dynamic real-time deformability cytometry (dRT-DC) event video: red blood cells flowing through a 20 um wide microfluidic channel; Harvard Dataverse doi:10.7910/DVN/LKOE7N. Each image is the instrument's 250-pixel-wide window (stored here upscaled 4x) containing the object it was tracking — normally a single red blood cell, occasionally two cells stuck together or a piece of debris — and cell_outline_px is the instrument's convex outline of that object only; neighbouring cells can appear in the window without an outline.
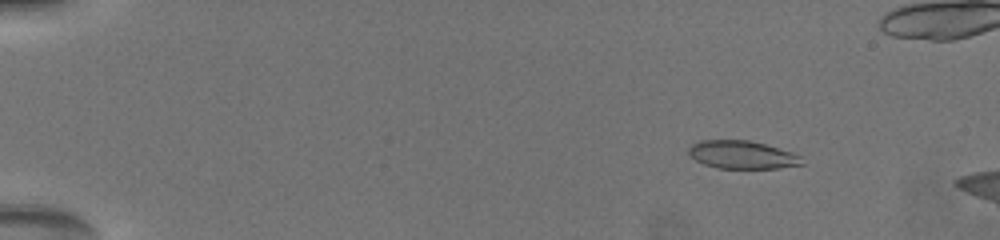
{"species": "common noctule bat (a hibernating species)", "species_latin": "Nyctalus noctula", "temperature_condition": "warm", "stored_images_in_passage": 7, "camera_frame_rate_fps": 3000, "um_per_image_px": 0.085, "animal": {"sex": "female", "body_mass_g": 19.5, "forearm_length_mm": 54.1}, "frame": {"image": 1, "passage_image": 5, "time_ms": 2.333, "image_size_px": [1000, 240], "cell_outline_px": [[804, 164], [776, 168], [720, 168], [704, 164], [696, 160], [688, 152], [688, 148], [692, 144], [704, 140], [748, 140], [764, 144], [800, 156]], "centroid_in_image_um": [63.05, 13.16], "position_along_channel_um": 22.0, "area_um2": 18.03}}